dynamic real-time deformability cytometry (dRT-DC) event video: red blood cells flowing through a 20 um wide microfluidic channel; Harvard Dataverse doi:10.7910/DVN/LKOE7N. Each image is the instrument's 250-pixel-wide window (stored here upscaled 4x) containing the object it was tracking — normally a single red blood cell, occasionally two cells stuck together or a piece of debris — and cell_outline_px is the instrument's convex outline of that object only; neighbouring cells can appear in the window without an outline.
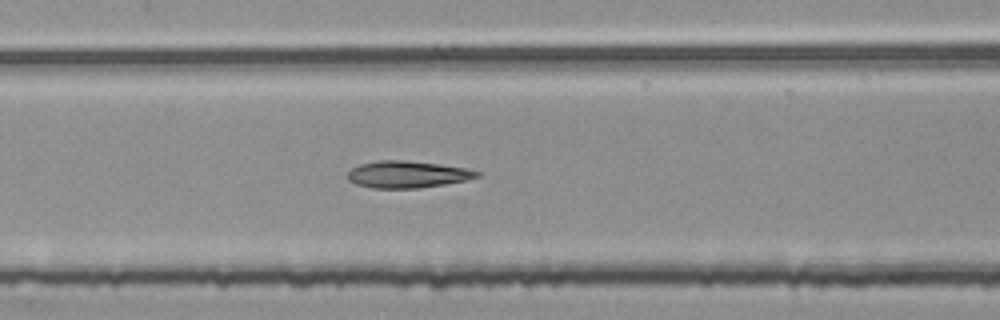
{"species": "common noctule bat (a hibernating species)", "species_latin": "Nyctalus noctula", "temperature_condition": "room temperature", "stored_images_in_passage": 49, "segment_of_instrument_passage": [2, 3], "camera_frame_rate_fps": 3000, "um_per_image_px": 0.085, "animal": {"sex": "female", "body_mass_g": 25.1}, "frame": {"image": 1, "passage_image": 20, "time_ms": 6.333, "image_size_px": [1000, 320], "cell_outline_px": [[480, 176], [464, 180], [444, 184], [420, 188], [372, 188], [356, 184], [348, 180], [348, 172], [352, 168], [360, 164], [376, 160], [404, 160], [436, 164], [464, 168], [480, 172]], "centroid_in_image_um": [34.57, 14.82], "position_along_channel_um": 172.8, "area_um2": 20.06}}
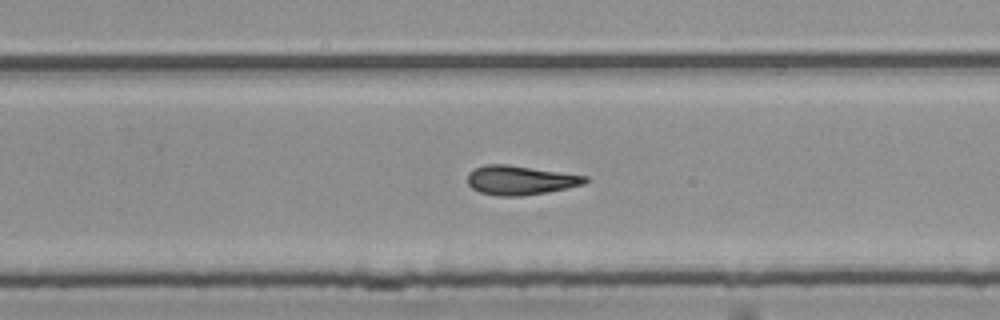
{"frame": {"image": 2, "passage_image": 29, "time_ms": 9.333, "image_size_px": [1000, 320], "cell_outline_px": [[588, 180], [584, 184], [568, 188], [548, 192], [520, 196], [496, 196], [480, 192], [472, 188], [468, 184], [468, 172], [484, 164], [508, 164], [588, 176]], "centroid_in_image_um": [44.22, 15.31], "position_along_channel_um": 285.6, "area_um2": 20.11}}
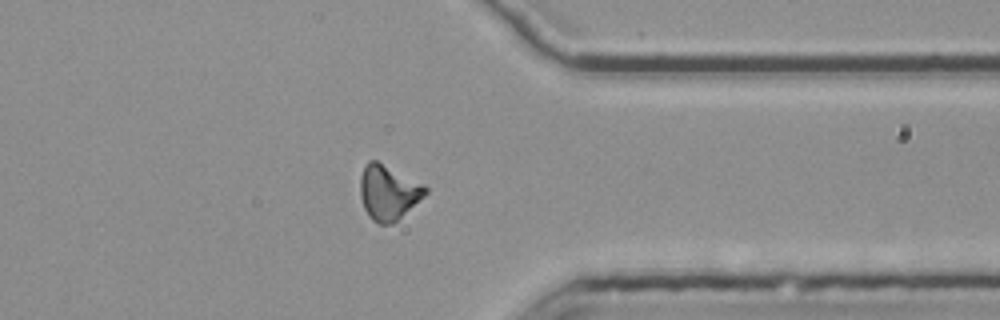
{"frame": {"image": 3, "passage_image": 37, "time_ms": 12.0, "image_size_px": [1000, 320], "cell_outline_px": [[428, 192], [424, 196], [392, 224], [380, 224], [372, 220], [368, 216], [364, 208], [360, 196], [360, 176], [368, 160], [376, 160], [424, 184], [428, 188]], "centroid_in_image_um": [32.99, 16.35], "position_along_channel_um": 378.4, "area_um2": 20.69}}